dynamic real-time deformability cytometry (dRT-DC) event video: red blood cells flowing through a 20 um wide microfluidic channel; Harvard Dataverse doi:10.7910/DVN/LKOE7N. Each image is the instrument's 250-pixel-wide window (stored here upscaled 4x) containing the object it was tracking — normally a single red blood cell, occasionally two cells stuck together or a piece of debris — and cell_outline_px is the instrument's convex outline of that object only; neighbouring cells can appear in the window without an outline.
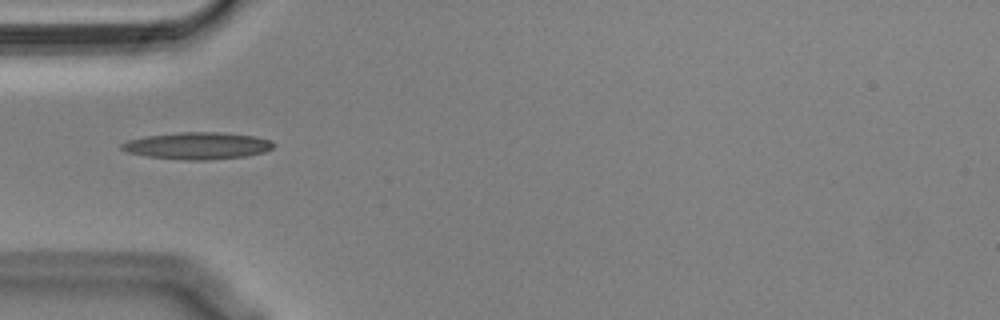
{"species": "Egyptian fruit bat (a non-hibernating species)", "species_latin": "Rousettus aegyptiacus", "temperature_condition": "cold", "stored_images_in_passage": 39, "camera_frame_rate_fps": 3000, "um_per_image_px": 0.085, "animal": {"sex": "male"}, "frame": {"image": 1, "passage_image": 1, "time_ms": 0.0, "image_size_px": [1000, 320], "cell_outline_px": [[276, 144], [272, 148], [264, 152], [244, 156], [208, 160], [184, 160], [148, 156], [128, 152], [120, 148], [120, 144], [128, 140], [148, 136], [180, 132], [220, 132], [256, 136], [272, 140]], "centroid_in_image_um": [16.83, 12.38], "position_along_channel_um": 68.2, "area_um2": 23.81}}
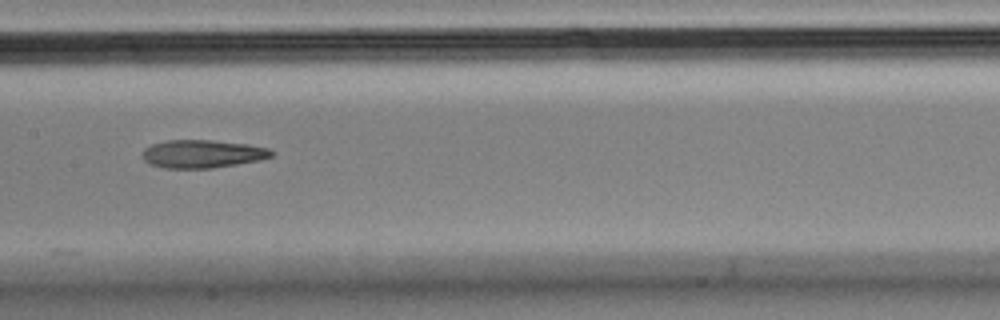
{"frame": {"image": 2, "passage_image": 11, "time_ms": 3.333, "image_size_px": [1000, 320], "cell_outline_px": [[276, 152], [272, 156], [260, 160], [212, 168], [164, 168], [152, 164], [144, 160], [144, 148], [152, 144], [168, 140], [212, 140], [248, 144], [268, 148]], "centroid_in_image_um": [17.25, 13.07], "position_along_channel_um": 190.2, "area_um2": 20.98}}
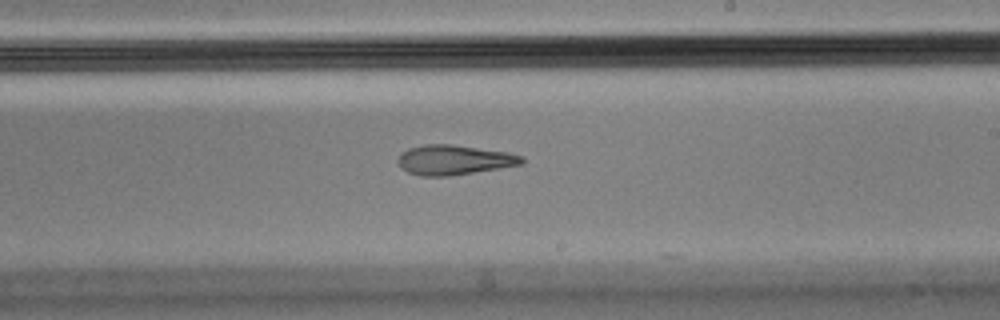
{"frame": {"image": 3, "passage_image": 16, "time_ms": 5.0, "image_size_px": [1000, 320], "cell_outline_px": [[524, 164], [448, 176], [420, 176], [408, 172], [400, 168], [396, 160], [400, 152], [408, 148], [424, 144], [452, 144], [508, 152], [524, 156]], "centroid_in_image_um": [38.56, 13.58], "position_along_channel_um": 250.4, "area_um2": 21.73}, "authors_computed_cell_mechanics": {"area_um2": 21.964, "velocity_mm_per_s": 3.6233, "shape_relaxation_time_tau1_ms": null, "shape_relaxation_time_tau2_ms": 7.8572, "deformation_change_tau1": null, "deformation_change_tau2": 0.2072}}